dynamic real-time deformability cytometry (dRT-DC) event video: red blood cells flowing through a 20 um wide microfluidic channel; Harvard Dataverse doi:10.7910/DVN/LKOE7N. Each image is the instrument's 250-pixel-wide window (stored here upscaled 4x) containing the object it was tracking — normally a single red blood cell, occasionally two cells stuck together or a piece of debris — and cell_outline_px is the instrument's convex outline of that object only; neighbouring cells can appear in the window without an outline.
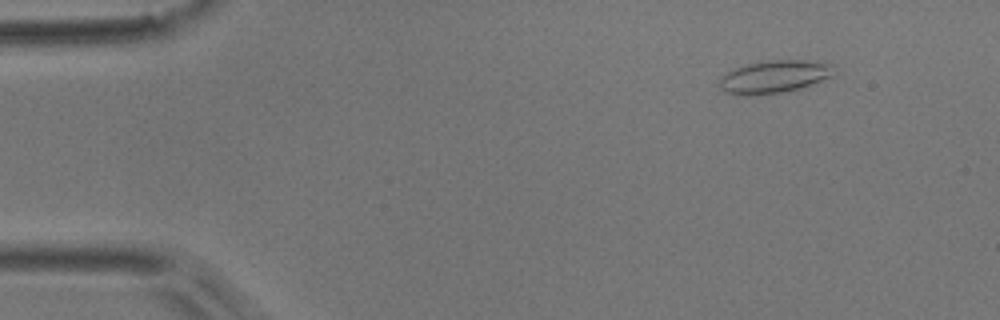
{"species": "common noctule bat (a hibernating species)", "species_latin": "Nyctalus noctula", "temperature_condition": "room temperature", "stored_images_in_passage": 4, "camera_frame_rate_fps": 3000, "um_per_image_px": 0.085, "animal": {"sex": "male", "body_mass_g": 17.9}, "frame": {"image": 1, "passage_image": 2, "time_ms": 0.333, "image_size_px": [1000, 320], "cell_outline_px": [[836, 64], [832, 76], [800, 88], [788, 92], [748, 96], [740, 96], [724, 92], [720, 88], [720, 76], [736, 68], [760, 60], [804, 60]], "centroid_in_image_um": [65.8, 6.53], "position_along_channel_um": 19.2, "area_um2": 22.14}}